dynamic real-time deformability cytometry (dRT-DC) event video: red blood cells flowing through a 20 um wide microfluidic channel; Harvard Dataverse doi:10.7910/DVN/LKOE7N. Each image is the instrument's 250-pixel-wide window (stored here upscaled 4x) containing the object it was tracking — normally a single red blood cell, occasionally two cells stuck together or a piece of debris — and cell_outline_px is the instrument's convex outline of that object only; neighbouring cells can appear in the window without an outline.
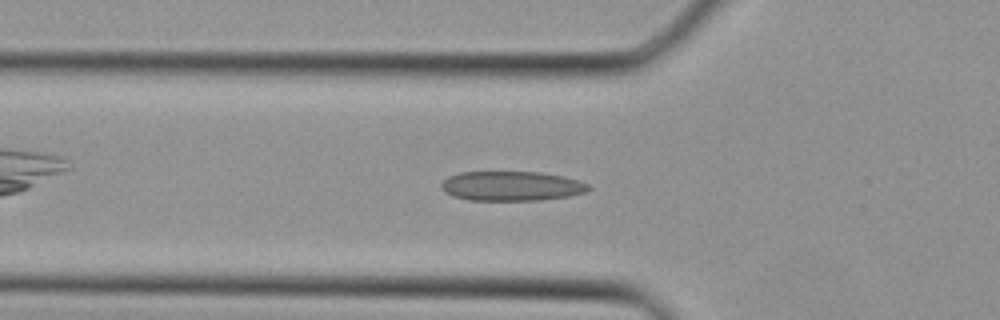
{"species": "Egyptian fruit bat (a non-hibernating species)", "species_latin": "Rousettus aegyptiacus", "temperature_condition": "cold", "stored_images_in_passage": 26, "camera_frame_rate_fps": 3000, "um_per_image_px": 0.085, "animal": {"sex": "female"}, "frame": {"image": 1, "passage_image": 6, "time_ms": 1.667, "image_size_px": [1000, 320], "cell_outline_px": [[592, 188], [584, 192], [568, 196], [540, 200], [468, 200], [444, 192], [440, 188], [440, 184], [448, 176], [460, 172], [540, 172], [564, 176], [588, 184]], "centroid_in_image_um": [43.46, 15.81], "position_along_channel_um": 82.3, "area_um2": 25.32}}
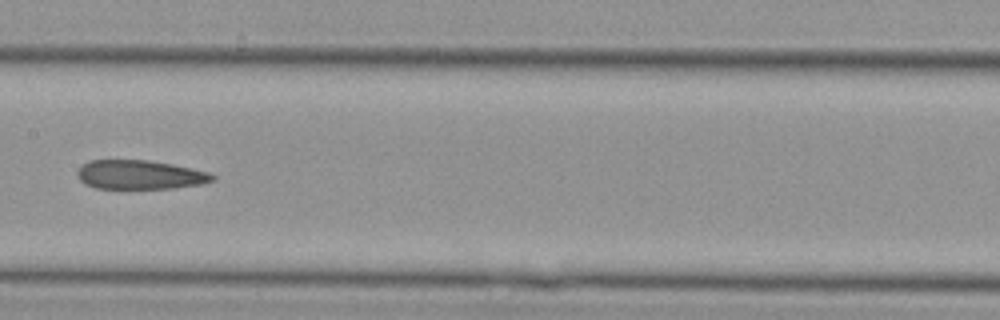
{"frame": {"image": 2, "passage_image": 12, "time_ms": 3.667, "image_size_px": [1000, 320], "cell_outline_px": [[216, 180], [204, 184], [172, 188], [96, 188], [84, 184], [76, 176], [76, 172], [88, 160], [148, 160], [172, 164], [212, 172], [216, 176]], "centroid_in_image_um": [11.94, 14.85], "position_along_channel_um": 195.5, "area_um2": 23.12}}
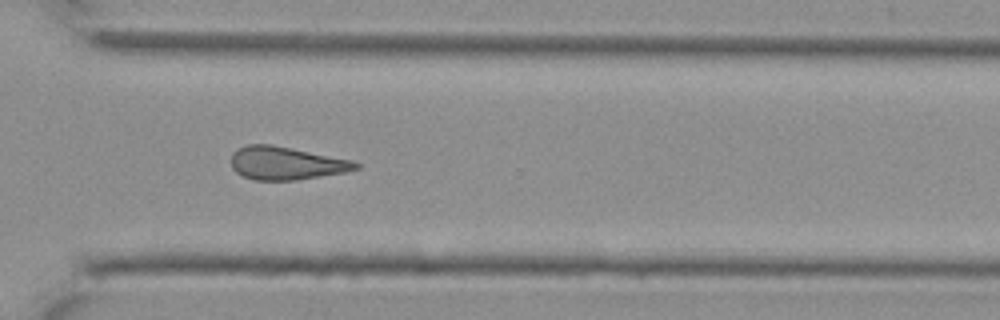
{"frame": {"image": 3, "passage_image": 20, "time_ms": 6.333, "image_size_px": [1000, 320], "cell_outline_px": [[360, 168], [344, 172], [296, 180], [256, 180], [244, 176], [236, 172], [232, 168], [232, 152], [248, 144], [272, 144], [352, 160], [360, 164]], "centroid_in_image_um": [24.32, 13.87], "position_along_channel_um": 346.3, "area_um2": 23.81}}